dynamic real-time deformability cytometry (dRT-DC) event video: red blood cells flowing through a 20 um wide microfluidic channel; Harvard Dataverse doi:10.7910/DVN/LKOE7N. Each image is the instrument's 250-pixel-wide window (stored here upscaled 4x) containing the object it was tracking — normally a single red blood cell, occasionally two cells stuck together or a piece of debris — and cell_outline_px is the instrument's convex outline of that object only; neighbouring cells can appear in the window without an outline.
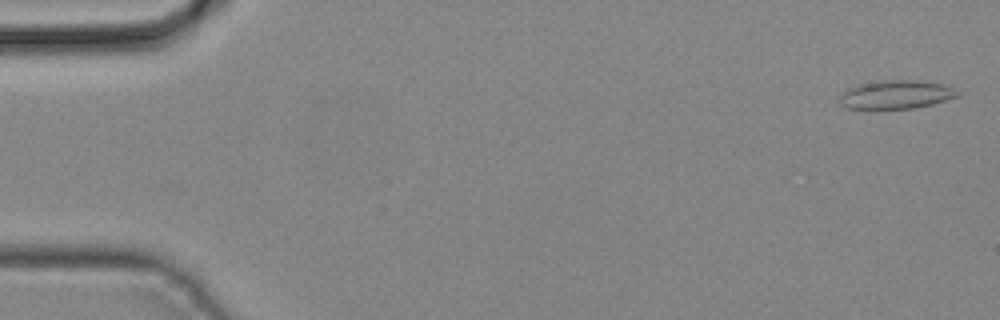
{"species": "common noctule bat (a hibernating species)", "species_latin": "Nyctalus noctula", "temperature_condition": "cold", "stored_images_in_passage": 42, "camera_frame_rate_fps": 3000, "um_per_image_px": 0.085, "animal": {"sex": "male", "body_mass_g": 19.2, "forearm_length_mm": 51.8}, "frame": {"image": 1, "passage_image": 1, "time_ms": 0.0, "image_size_px": [1000, 320], "cell_outline_px": [[960, 96], [932, 104], [916, 108], [848, 108], [840, 104], [840, 96], [848, 88], [856, 84], [888, 80], [916, 80], [944, 84], [960, 92]], "centroid_in_image_um": [76.2, 8.03], "position_along_channel_um": 8.8, "area_um2": 19.48}}
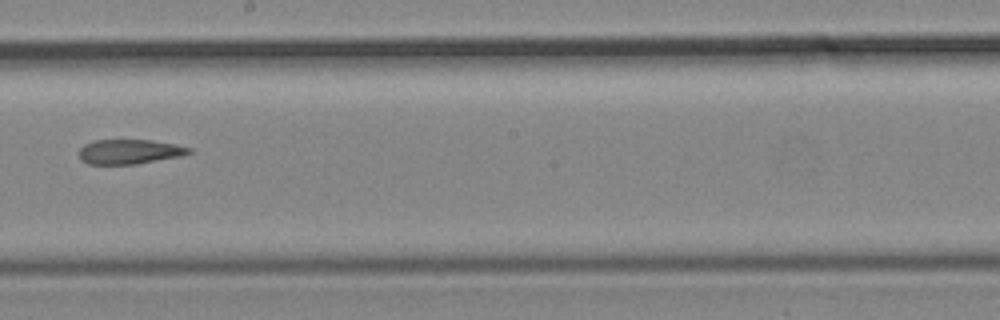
{"frame": {"image": 2, "passage_image": 24, "time_ms": 7.667, "image_size_px": [1000, 320], "cell_outline_px": [[192, 152], [180, 156], [136, 164], [88, 164], [80, 160], [80, 148], [84, 144], [92, 140], [152, 140], [192, 148]], "centroid_in_image_um": [10.97, 12.89], "position_along_channel_um": 237.2, "area_um2": 15.72}}
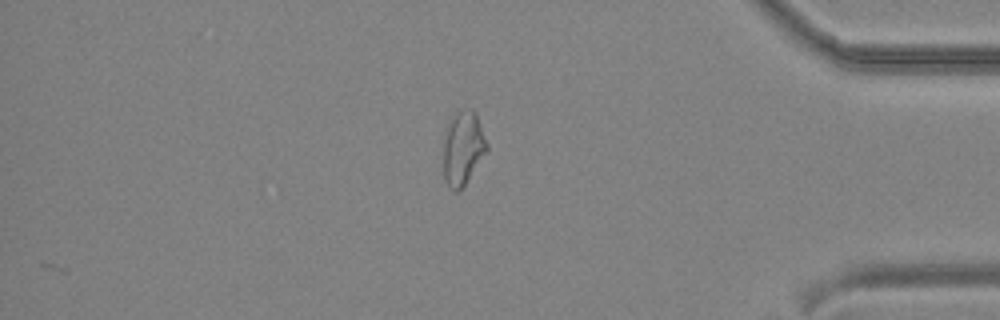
{"frame": {"image": 3, "passage_image": 36, "time_ms": 11.667, "image_size_px": [1000, 320], "cell_outline_px": [[488, 148], [464, 184], [456, 192], [448, 188], [444, 180], [444, 128], [448, 120], [460, 108], [472, 108], [476, 112], [488, 144]], "centroid_in_image_um": [39.32, 12.5], "position_along_channel_um": 395.9, "area_um2": 18.84}}